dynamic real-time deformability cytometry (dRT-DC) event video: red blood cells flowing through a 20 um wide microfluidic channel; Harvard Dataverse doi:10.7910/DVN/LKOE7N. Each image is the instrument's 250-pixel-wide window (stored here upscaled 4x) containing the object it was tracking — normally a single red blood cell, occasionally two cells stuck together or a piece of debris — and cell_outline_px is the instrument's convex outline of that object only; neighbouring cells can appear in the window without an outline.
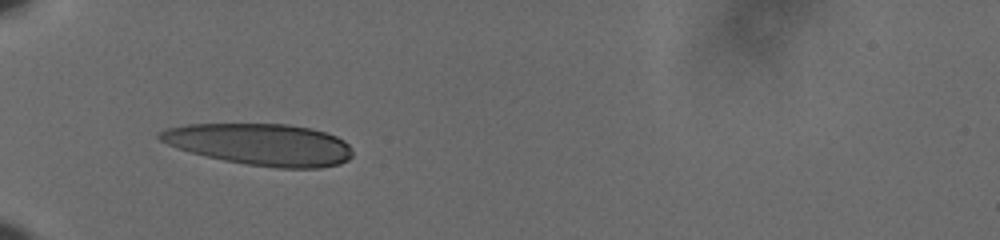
{"species": "human", "species_latin": "Homo sapiens", "temperature_condition": "cold", "stored_images_in_passage": 38, "camera_frame_rate_fps": 3000, "um_per_image_px": 0.085, "donor": {"sex": "male"}, "frame": {"image": 1, "passage_image": 1, "time_ms": 0.0, "image_size_px": [1000, 240], "cell_outline_px": [[352, 156], [348, 160], [340, 164], [320, 168], [276, 168], [244, 164], [224, 160], [176, 148], [160, 140], [156, 136], [160, 132], [168, 128], [188, 124], [288, 124], [312, 128], [336, 136], [344, 140], [352, 148]], "centroid_in_image_um": [22.18, 12.28], "position_along_channel_um": 62.8, "area_um2": 46.93}}
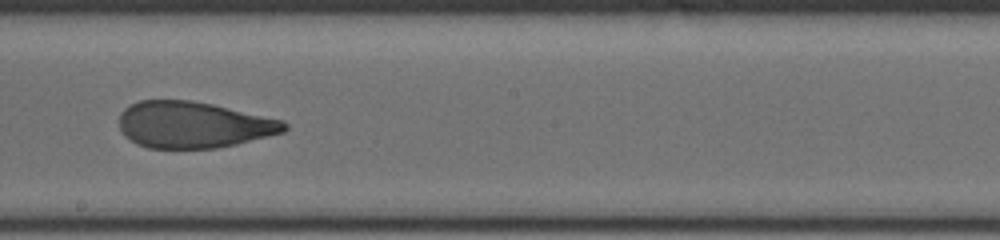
{"frame": {"image": 2, "passage_image": 16, "time_ms": 5.0, "image_size_px": [1000, 240], "cell_outline_px": [[288, 128], [284, 132], [236, 144], [216, 148], [148, 148], [136, 144], [120, 128], [120, 112], [124, 108], [140, 100], [192, 100], [212, 104], [284, 120], [288, 124]], "centroid_in_image_um": [16.46, 10.6], "position_along_channel_um": 231.7, "area_um2": 44.51}}
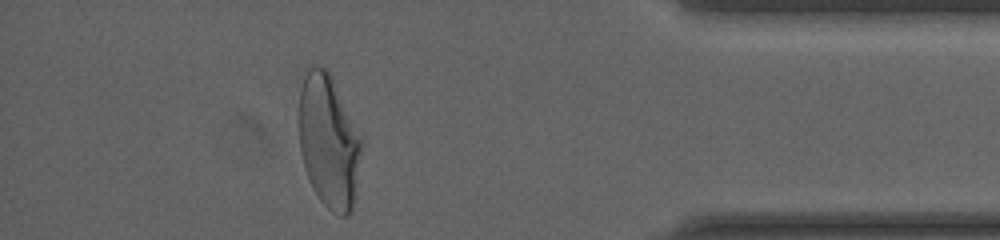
{"frame": {"image": 3, "passage_image": 33, "time_ms": 10.667, "image_size_px": [1000, 240], "cell_outline_px": [[360, 148], [352, 208], [348, 216], [340, 216], [332, 212], [320, 200], [312, 188], [300, 152], [300, 88], [304, 68], [312, 64], [324, 68], [328, 72], [360, 136]], "centroid_in_image_um": [27.88, 12.0], "position_along_channel_um": 407.3, "area_um2": 47.22}, "authors_computed_cell_mechanics": {"area_um2": 46.9914, "velocity_mm_per_s": 3.6293, "shape_relaxation_time_tau1_ms": 5.2331, "shape_relaxation_time_tau2_ms": 1.3685, "deformation_change_tau1": 0.1987, "deformation_change_tau2": 0.0794}}